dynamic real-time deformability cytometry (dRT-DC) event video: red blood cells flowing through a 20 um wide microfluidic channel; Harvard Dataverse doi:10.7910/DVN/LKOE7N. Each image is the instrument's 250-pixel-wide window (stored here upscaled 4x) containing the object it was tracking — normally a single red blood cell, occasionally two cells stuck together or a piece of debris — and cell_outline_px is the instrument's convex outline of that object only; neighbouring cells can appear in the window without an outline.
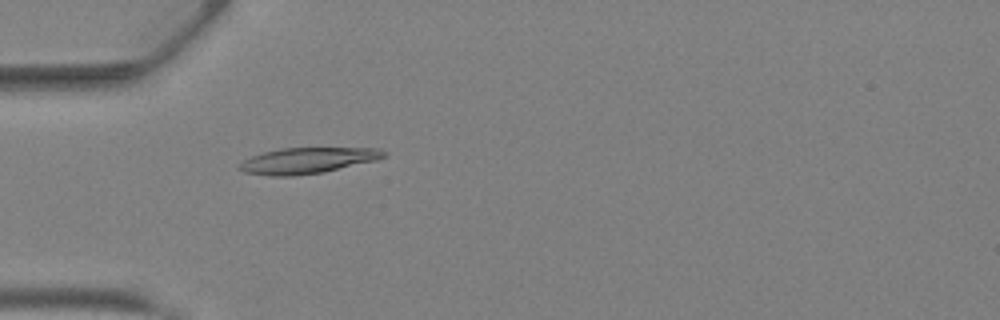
{"species": "Egyptian fruit bat (a non-hibernating species)", "species_latin": "Rousettus aegyptiacus", "temperature_condition": "warm", "stored_images_in_passage": 43, "camera_frame_rate_fps": 3000, "um_per_image_px": 0.085, "animal": {"sex": "female"}, "frame": {"image": 1, "passage_image": 14, "time_ms": 4.333, "image_size_px": [1000, 320], "cell_outline_px": [[388, 152], [384, 156], [376, 160], [324, 172], [292, 176], [268, 176], [244, 172], [236, 168], [244, 160], [252, 156], [264, 152], [280, 148], [380, 148]], "centroid_in_image_um": [26.13, 13.65], "position_along_channel_um": 58.9, "area_um2": 21.79}}
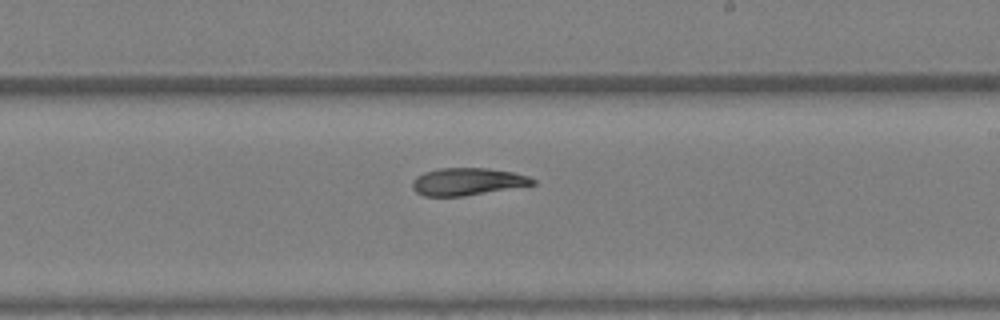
{"frame": {"image": 2, "passage_image": 26, "time_ms": 8.333, "image_size_px": [1000, 320], "cell_outline_px": [[536, 184], [464, 196], [424, 196], [416, 192], [412, 188], [412, 180], [416, 176], [424, 172], [440, 168], [488, 168], [512, 172], [528, 176], [536, 180]], "centroid_in_image_um": [39.71, 15.43], "position_along_channel_um": 249.3, "area_um2": 19.19}}
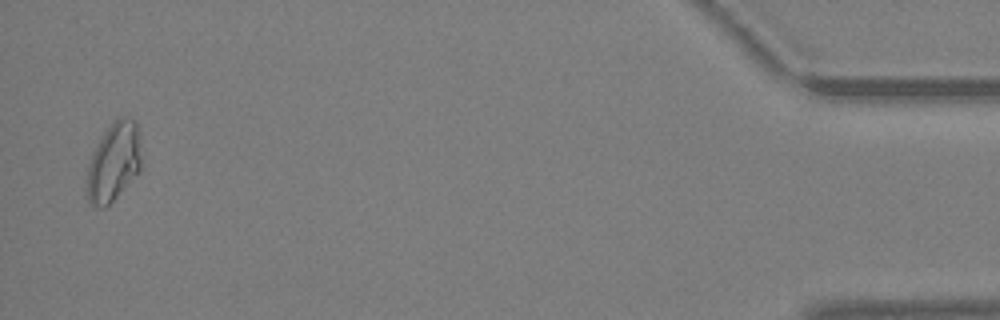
{"frame": {"image": 3, "passage_image": 42, "time_ms": 13.667, "image_size_px": [1000, 320], "cell_outline_px": [[140, 172], [104, 208], [100, 208], [92, 204], [88, 200], [88, 164], [92, 152], [96, 144], [104, 132], [120, 116], [128, 116], [136, 120], [140, 160]], "centroid_in_image_um": [9.66, 13.75], "position_along_channel_um": 425.5, "area_um2": 24.45}, "authors_computed_cell_mechanics": {"area_um2": 21.0392, "velocity_mm_per_s": 4.9109, "shape_relaxation_time_tau1_ms": null, "shape_relaxation_time_tau2_ms": 2.4359, "deformation_change_tau1": null, "deformation_change_tau2": 0.0936}}